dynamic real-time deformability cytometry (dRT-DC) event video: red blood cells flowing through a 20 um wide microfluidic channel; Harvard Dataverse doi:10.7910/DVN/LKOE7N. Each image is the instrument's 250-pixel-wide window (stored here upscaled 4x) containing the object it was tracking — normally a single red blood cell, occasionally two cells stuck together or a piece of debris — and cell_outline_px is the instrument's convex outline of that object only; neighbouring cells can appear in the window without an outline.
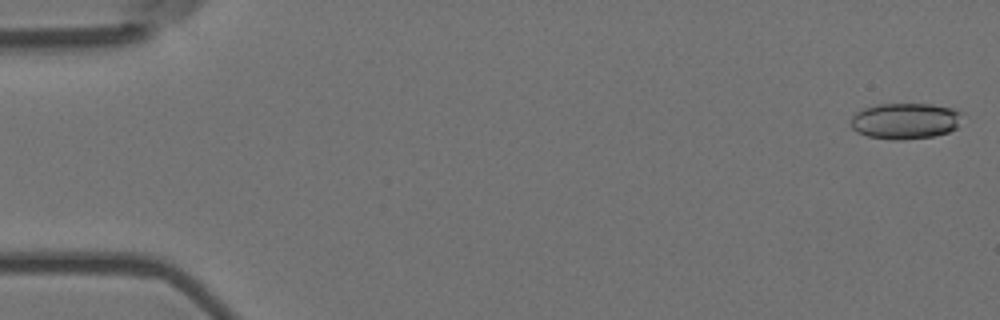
{"species": "Egyptian fruit bat (a non-hibernating species)", "species_latin": "Rousettus aegyptiacus", "temperature_condition": "room temperature", "stored_images_in_passage": 5, "camera_frame_rate_fps": 3000, "um_per_image_px": 0.085, "animal": {"sex": "female"}, "frame": {"image": 1, "passage_image": 1, "time_ms": 0.0, "image_size_px": [1000, 320], "cell_outline_px": [[964, 112], [956, 128], [948, 132], [932, 136], [904, 140], [892, 140], [868, 136], [856, 132], [852, 128], [852, 116], [856, 112], [864, 108], [880, 104], [932, 104], [960, 108]], "centroid_in_image_um": [77.0, 10.27], "position_along_channel_um": 8.0, "area_um2": 23.7}}
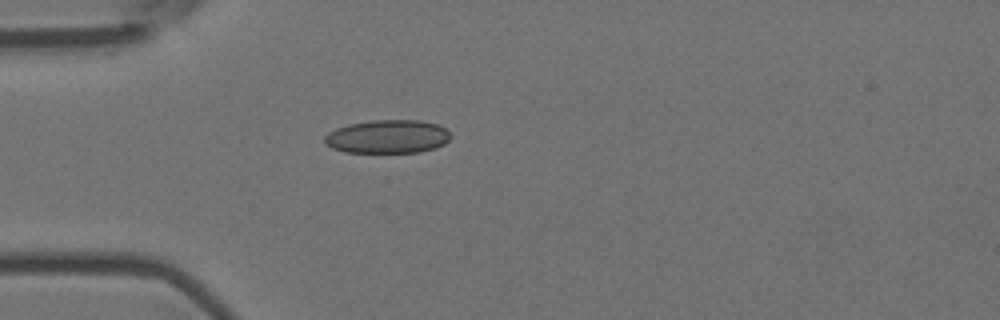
{"frame": {"image": 2, "passage_image": 5, "time_ms": 1.333, "image_size_px": [1000, 320], "cell_outline_px": [[452, 136], [444, 144], [436, 148], [420, 152], [344, 152], [332, 148], [324, 144], [324, 136], [328, 132], [336, 128], [348, 124], [372, 120], [420, 120], [440, 124]], "centroid_in_image_um": [32.94, 11.61], "position_along_channel_um": 52.1, "area_um2": 24.8}}